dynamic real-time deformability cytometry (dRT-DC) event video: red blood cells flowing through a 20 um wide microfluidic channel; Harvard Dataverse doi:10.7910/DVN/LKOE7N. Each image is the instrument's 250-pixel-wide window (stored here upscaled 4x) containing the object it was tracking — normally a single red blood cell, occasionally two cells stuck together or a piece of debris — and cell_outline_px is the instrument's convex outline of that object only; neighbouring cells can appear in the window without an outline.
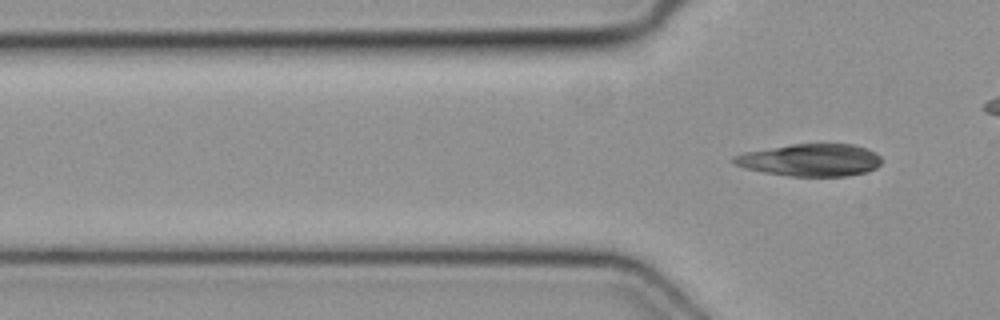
{"species": "common noctule bat (a hibernating species)", "species_latin": "Nyctalus noctula", "temperature_condition": "cold", "stored_images_in_passage": 4, "segment_of_instrument_passage": [2, 2], "camera_frame_rate_fps": 3000, "um_per_image_px": 0.085, "animal": {"sex": "female", "body_mass_g": 19.3, "forearm_length_mm": 54.1}, "frame": {"image": 1, "passage_image": 4, "time_ms": 1.0, "image_size_px": [1000, 320], "cell_outline_px": [[880, 164], [876, 168], [868, 172], [848, 176], [788, 176], [764, 172], [744, 168], [736, 164], [732, 160], [732, 156], [744, 152], [792, 144], [856, 144], [868, 148], [876, 152], [880, 156]], "centroid_in_image_um": [68.92, 13.6], "position_along_channel_um": 56.9, "area_um2": 28.03}}